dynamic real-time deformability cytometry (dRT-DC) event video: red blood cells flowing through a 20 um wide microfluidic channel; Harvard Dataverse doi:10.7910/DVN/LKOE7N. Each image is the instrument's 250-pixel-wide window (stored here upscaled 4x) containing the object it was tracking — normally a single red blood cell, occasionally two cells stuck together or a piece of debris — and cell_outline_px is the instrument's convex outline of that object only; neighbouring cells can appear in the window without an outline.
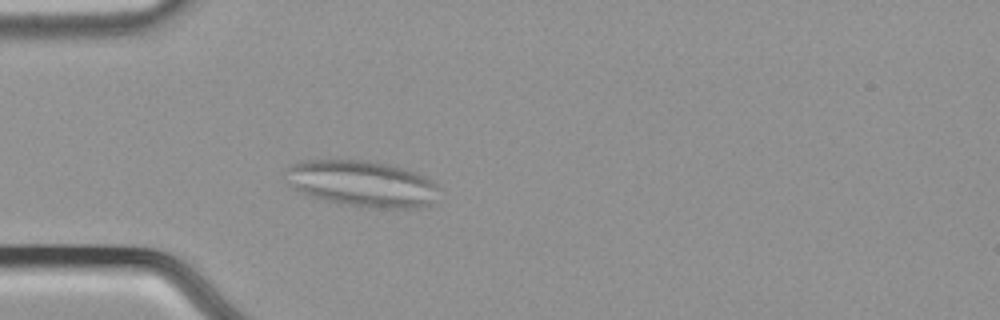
{"species": "common noctule bat (a hibernating species)", "species_latin": "Nyctalus noctula", "temperature_condition": "cold", "stored_images_in_passage": 56, "camera_frame_rate_fps": 3000, "um_per_image_px": 0.085, "animal": {"sex": "male", "body_mass_g": 21.5, "forearm_length_mm": 52.0}, "frame": {"image": 1, "passage_image": 17, "time_ms": 5.333, "image_size_px": [1000, 320], "cell_outline_px": [[440, 188], [428, 204], [420, 208], [376, 208], [348, 204], [308, 196], [292, 188], [284, 180], [284, 168], [300, 160], [368, 160], [388, 164], [416, 172], [436, 180]], "centroid_in_image_um": [30.73, 15.58], "position_along_channel_um": 54.3, "area_um2": 41.62}}